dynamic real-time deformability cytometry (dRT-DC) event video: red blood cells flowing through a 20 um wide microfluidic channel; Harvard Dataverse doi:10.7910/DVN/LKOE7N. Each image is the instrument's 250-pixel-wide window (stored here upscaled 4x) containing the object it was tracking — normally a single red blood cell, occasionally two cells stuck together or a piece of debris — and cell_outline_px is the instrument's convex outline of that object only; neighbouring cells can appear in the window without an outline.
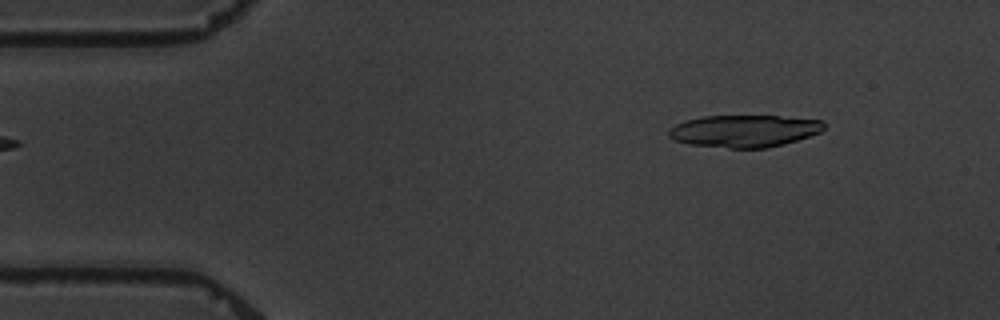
{"species": "common noctule bat (a hibernating species)", "species_latin": "Nyctalus noctula", "temperature_condition": "warm", "stored_images_in_passage": 4, "camera_frame_rate_fps": 3000, "um_per_image_px": 0.085, "animal": {"sex": "male", "body_mass_g": 19.5, "forearm_length_mm": 54.6}, "frame": {"image": 1, "passage_image": 4, "time_ms": 3.667, "image_size_px": [1000, 320], "cell_outline_px": [[824, 128], [820, 132], [784, 144], [768, 148], [728, 148], [688, 144], [676, 140], [668, 136], [668, 128], [684, 120], [700, 116], [776, 116], [820, 120], [824, 124]], "centroid_in_image_um": [63.2, 11.13], "position_along_channel_um": 21.8, "area_um2": 29.07}}